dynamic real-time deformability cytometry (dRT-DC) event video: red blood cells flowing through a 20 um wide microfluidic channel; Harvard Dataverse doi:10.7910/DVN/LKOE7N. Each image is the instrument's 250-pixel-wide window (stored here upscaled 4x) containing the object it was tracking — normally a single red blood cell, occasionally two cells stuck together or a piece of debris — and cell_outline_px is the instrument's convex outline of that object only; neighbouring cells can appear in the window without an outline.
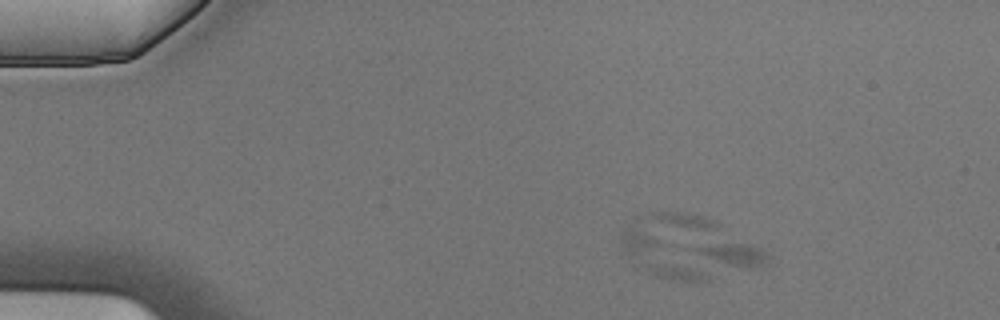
{"species": "Egyptian fruit bat (a non-hibernating species)", "species_latin": "Rousettus aegyptiacus", "temperature_condition": "cold", "stored_images_in_passage": 5, "segment_of_instrument_passage": [2, 2], "camera_frame_rate_fps": 3000, "um_per_image_px": 0.085, "animal": {"sex": "male"}, "frame": {"image": 1, "passage_image": 3, "time_ms": 0.667, "image_size_px": [1000, 320], "cell_outline_px": [[768, 264], [764, 268], [708, 280], [672, 280], [656, 276], [644, 264], [684, 248], [700, 244], [748, 244], [760, 248], [768, 256]], "centroid_in_image_um": [60.26, 22.26], "position_along_channel_um": 24.7, "area_um2": 23.99}}